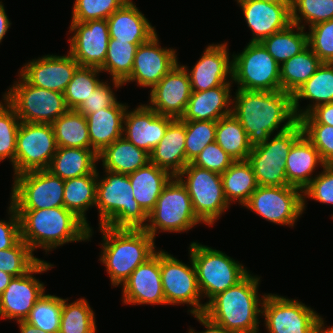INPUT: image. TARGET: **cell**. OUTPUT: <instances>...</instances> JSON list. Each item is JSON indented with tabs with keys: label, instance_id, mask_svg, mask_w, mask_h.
Instances as JSON below:
<instances>
[{
	"label": "cell",
	"instance_id": "db71d44e",
	"mask_svg": "<svg viewBox=\"0 0 333 333\" xmlns=\"http://www.w3.org/2000/svg\"><path fill=\"white\" fill-rule=\"evenodd\" d=\"M215 141L208 144L192 162L193 165L219 174L225 172L234 162Z\"/></svg>",
	"mask_w": 333,
	"mask_h": 333
},
{
	"label": "cell",
	"instance_id": "6da1fadb",
	"mask_svg": "<svg viewBox=\"0 0 333 333\" xmlns=\"http://www.w3.org/2000/svg\"><path fill=\"white\" fill-rule=\"evenodd\" d=\"M233 96L232 114L243 126L252 147L267 141L274 132L288 130L298 121L292 107V95L282 90L236 89Z\"/></svg>",
	"mask_w": 333,
	"mask_h": 333
},
{
	"label": "cell",
	"instance_id": "60d3db41",
	"mask_svg": "<svg viewBox=\"0 0 333 333\" xmlns=\"http://www.w3.org/2000/svg\"><path fill=\"white\" fill-rule=\"evenodd\" d=\"M140 44L109 39L106 60L99 68L108 72L114 88L123 86V81L131 74L136 50Z\"/></svg>",
	"mask_w": 333,
	"mask_h": 333
},
{
	"label": "cell",
	"instance_id": "03108f58",
	"mask_svg": "<svg viewBox=\"0 0 333 333\" xmlns=\"http://www.w3.org/2000/svg\"><path fill=\"white\" fill-rule=\"evenodd\" d=\"M244 333H260V332H259V329H258V330L252 331V332H244Z\"/></svg>",
	"mask_w": 333,
	"mask_h": 333
},
{
	"label": "cell",
	"instance_id": "ac0fdd59",
	"mask_svg": "<svg viewBox=\"0 0 333 333\" xmlns=\"http://www.w3.org/2000/svg\"><path fill=\"white\" fill-rule=\"evenodd\" d=\"M69 53L80 66L100 68L105 60L110 39L107 19L71 22Z\"/></svg>",
	"mask_w": 333,
	"mask_h": 333
},
{
	"label": "cell",
	"instance_id": "ab89813d",
	"mask_svg": "<svg viewBox=\"0 0 333 333\" xmlns=\"http://www.w3.org/2000/svg\"><path fill=\"white\" fill-rule=\"evenodd\" d=\"M304 30V28L292 23L287 28L265 38L261 43L281 65L308 46V33Z\"/></svg>",
	"mask_w": 333,
	"mask_h": 333
},
{
	"label": "cell",
	"instance_id": "680465c9",
	"mask_svg": "<svg viewBox=\"0 0 333 333\" xmlns=\"http://www.w3.org/2000/svg\"><path fill=\"white\" fill-rule=\"evenodd\" d=\"M192 316L196 318V320L201 325H203L206 328V330L202 332H197V331L195 332L193 328H190L188 333H233L232 331L227 330L225 327L211 320L204 313L192 314Z\"/></svg>",
	"mask_w": 333,
	"mask_h": 333
},
{
	"label": "cell",
	"instance_id": "f546056e",
	"mask_svg": "<svg viewBox=\"0 0 333 333\" xmlns=\"http://www.w3.org/2000/svg\"><path fill=\"white\" fill-rule=\"evenodd\" d=\"M185 121L175 118L150 154V162L177 176L186 166Z\"/></svg>",
	"mask_w": 333,
	"mask_h": 333
},
{
	"label": "cell",
	"instance_id": "d590c367",
	"mask_svg": "<svg viewBox=\"0 0 333 333\" xmlns=\"http://www.w3.org/2000/svg\"><path fill=\"white\" fill-rule=\"evenodd\" d=\"M223 192L229 205L238 202L242 207L247 203L258 184L248 160H237L221 174Z\"/></svg>",
	"mask_w": 333,
	"mask_h": 333
},
{
	"label": "cell",
	"instance_id": "d4e9b609",
	"mask_svg": "<svg viewBox=\"0 0 333 333\" xmlns=\"http://www.w3.org/2000/svg\"><path fill=\"white\" fill-rule=\"evenodd\" d=\"M243 11L244 20L252 31L249 42H262L265 38L287 28L291 21V5L274 4L261 0H236Z\"/></svg>",
	"mask_w": 333,
	"mask_h": 333
},
{
	"label": "cell",
	"instance_id": "6125c7cd",
	"mask_svg": "<svg viewBox=\"0 0 333 333\" xmlns=\"http://www.w3.org/2000/svg\"><path fill=\"white\" fill-rule=\"evenodd\" d=\"M13 276L5 273L4 271H0V295L4 292L6 287L9 285Z\"/></svg>",
	"mask_w": 333,
	"mask_h": 333
},
{
	"label": "cell",
	"instance_id": "11a10c76",
	"mask_svg": "<svg viewBox=\"0 0 333 333\" xmlns=\"http://www.w3.org/2000/svg\"><path fill=\"white\" fill-rule=\"evenodd\" d=\"M107 82L102 81L76 110L84 116H88L100 111V109L112 106L117 101V98L112 90L113 88L110 86L111 84Z\"/></svg>",
	"mask_w": 333,
	"mask_h": 333
},
{
	"label": "cell",
	"instance_id": "8d00e7d4",
	"mask_svg": "<svg viewBox=\"0 0 333 333\" xmlns=\"http://www.w3.org/2000/svg\"><path fill=\"white\" fill-rule=\"evenodd\" d=\"M322 61L307 46L280 65L281 90L293 95L319 68Z\"/></svg>",
	"mask_w": 333,
	"mask_h": 333
},
{
	"label": "cell",
	"instance_id": "52a82bcc",
	"mask_svg": "<svg viewBox=\"0 0 333 333\" xmlns=\"http://www.w3.org/2000/svg\"><path fill=\"white\" fill-rule=\"evenodd\" d=\"M202 222L194 213L186 187L174 176L164 187L144 230L154 239L159 232L182 233Z\"/></svg>",
	"mask_w": 333,
	"mask_h": 333
},
{
	"label": "cell",
	"instance_id": "b9f144b4",
	"mask_svg": "<svg viewBox=\"0 0 333 333\" xmlns=\"http://www.w3.org/2000/svg\"><path fill=\"white\" fill-rule=\"evenodd\" d=\"M62 298L59 333H96L95 312L85 298L68 303Z\"/></svg>",
	"mask_w": 333,
	"mask_h": 333
},
{
	"label": "cell",
	"instance_id": "c3c4849f",
	"mask_svg": "<svg viewBox=\"0 0 333 333\" xmlns=\"http://www.w3.org/2000/svg\"><path fill=\"white\" fill-rule=\"evenodd\" d=\"M40 260L21 239L14 247L0 250V271L19 277L28 273Z\"/></svg>",
	"mask_w": 333,
	"mask_h": 333
},
{
	"label": "cell",
	"instance_id": "f907efd6",
	"mask_svg": "<svg viewBox=\"0 0 333 333\" xmlns=\"http://www.w3.org/2000/svg\"><path fill=\"white\" fill-rule=\"evenodd\" d=\"M128 0H74L71 22L107 19Z\"/></svg>",
	"mask_w": 333,
	"mask_h": 333
},
{
	"label": "cell",
	"instance_id": "e7e4bbea",
	"mask_svg": "<svg viewBox=\"0 0 333 333\" xmlns=\"http://www.w3.org/2000/svg\"><path fill=\"white\" fill-rule=\"evenodd\" d=\"M274 4H283V5H291V0H261Z\"/></svg>",
	"mask_w": 333,
	"mask_h": 333
},
{
	"label": "cell",
	"instance_id": "5bb4252c",
	"mask_svg": "<svg viewBox=\"0 0 333 333\" xmlns=\"http://www.w3.org/2000/svg\"><path fill=\"white\" fill-rule=\"evenodd\" d=\"M244 207L270 223L294 227L304 213L303 191L290 185L258 186Z\"/></svg>",
	"mask_w": 333,
	"mask_h": 333
},
{
	"label": "cell",
	"instance_id": "2e32d148",
	"mask_svg": "<svg viewBox=\"0 0 333 333\" xmlns=\"http://www.w3.org/2000/svg\"><path fill=\"white\" fill-rule=\"evenodd\" d=\"M261 317L268 333H314L322 316L299 300L267 293Z\"/></svg>",
	"mask_w": 333,
	"mask_h": 333
},
{
	"label": "cell",
	"instance_id": "681fc988",
	"mask_svg": "<svg viewBox=\"0 0 333 333\" xmlns=\"http://www.w3.org/2000/svg\"><path fill=\"white\" fill-rule=\"evenodd\" d=\"M303 135L318 150L322 160L333 165V126L318 124L309 114L298 119Z\"/></svg>",
	"mask_w": 333,
	"mask_h": 333
},
{
	"label": "cell",
	"instance_id": "7bdbcfd3",
	"mask_svg": "<svg viewBox=\"0 0 333 333\" xmlns=\"http://www.w3.org/2000/svg\"><path fill=\"white\" fill-rule=\"evenodd\" d=\"M62 313V298L43 294L34 304L25 321L38 330L59 333Z\"/></svg>",
	"mask_w": 333,
	"mask_h": 333
},
{
	"label": "cell",
	"instance_id": "cb8c5ba5",
	"mask_svg": "<svg viewBox=\"0 0 333 333\" xmlns=\"http://www.w3.org/2000/svg\"><path fill=\"white\" fill-rule=\"evenodd\" d=\"M128 108L124 117L123 137L151 154L175 118L159 115L146 104H140L132 111Z\"/></svg>",
	"mask_w": 333,
	"mask_h": 333
},
{
	"label": "cell",
	"instance_id": "f5cc1de1",
	"mask_svg": "<svg viewBox=\"0 0 333 333\" xmlns=\"http://www.w3.org/2000/svg\"><path fill=\"white\" fill-rule=\"evenodd\" d=\"M307 198L323 204H333V165H325L323 171L316 174L303 190V210H306Z\"/></svg>",
	"mask_w": 333,
	"mask_h": 333
},
{
	"label": "cell",
	"instance_id": "74e56055",
	"mask_svg": "<svg viewBox=\"0 0 333 333\" xmlns=\"http://www.w3.org/2000/svg\"><path fill=\"white\" fill-rule=\"evenodd\" d=\"M58 147L91 149L86 117L69 109L52 123Z\"/></svg>",
	"mask_w": 333,
	"mask_h": 333
},
{
	"label": "cell",
	"instance_id": "83f0119b",
	"mask_svg": "<svg viewBox=\"0 0 333 333\" xmlns=\"http://www.w3.org/2000/svg\"><path fill=\"white\" fill-rule=\"evenodd\" d=\"M128 104L116 101L108 108L86 117L91 149L98 155L105 147L123 137L124 117Z\"/></svg>",
	"mask_w": 333,
	"mask_h": 333
},
{
	"label": "cell",
	"instance_id": "4fadbf2b",
	"mask_svg": "<svg viewBox=\"0 0 333 333\" xmlns=\"http://www.w3.org/2000/svg\"><path fill=\"white\" fill-rule=\"evenodd\" d=\"M190 264H185L164 250H160L161 282L163 285L166 305H190L191 314L204 313L206 303L203 299L196 270L191 258Z\"/></svg>",
	"mask_w": 333,
	"mask_h": 333
},
{
	"label": "cell",
	"instance_id": "816d5d0a",
	"mask_svg": "<svg viewBox=\"0 0 333 333\" xmlns=\"http://www.w3.org/2000/svg\"><path fill=\"white\" fill-rule=\"evenodd\" d=\"M308 46L322 62L333 63V19L309 28Z\"/></svg>",
	"mask_w": 333,
	"mask_h": 333
},
{
	"label": "cell",
	"instance_id": "30bf717a",
	"mask_svg": "<svg viewBox=\"0 0 333 333\" xmlns=\"http://www.w3.org/2000/svg\"><path fill=\"white\" fill-rule=\"evenodd\" d=\"M232 56V83L248 91H279L280 65L261 42H248Z\"/></svg>",
	"mask_w": 333,
	"mask_h": 333
},
{
	"label": "cell",
	"instance_id": "7402d4cb",
	"mask_svg": "<svg viewBox=\"0 0 333 333\" xmlns=\"http://www.w3.org/2000/svg\"><path fill=\"white\" fill-rule=\"evenodd\" d=\"M122 286V301L126 305H166L161 282L160 250L139 265Z\"/></svg>",
	"mask_w": 333,
	"mask_h": 333
},
{
	"label": "cell",
	"instance_id": "bcb514c9",
	"mask_svg": "<svg viewBox=\"0 0 333 333\" xmlns=\"http://www.w3.org/2000/svg\"><path fill=\"white\" fill-rule=\"evenodd\" d=\"M20 123L14 108L3 97L0 101V162L9 159L13 172Z\"/></svg>",
	"mask_w": 333,
	"mask_h": 333
},
{
	"label": "cell",
	"instance_id": "d6986e66",
	"mask_svg": "<svg viewBox=\"0 0 333 333\" xmlns=\"http://www.w3.org/2000/svg\"><path fill=\"white\" fill-rule=\"evenodd\" d=\"M156 33L136 50L131 74L122 82L123 85L136 82L137 86L153 88L179 62L177 49L162 48Z\"/></svg>",
	"mask_w": 333,
	"mask_h": 333
},
{
	"label": "cell",
	"instance_id": "9c48e42d",
	"mask_svg": "<svg viewBox=\"0 0 333 333\" xmlns=\"http://www.w3.org/2000/svg\"><path fill=\"white\" fill-rule=\"evenodd\" d=\"M186 187L194 213L207 226H212L230 207L221 174L188 163L176 176Z\"/></svg>",
	"mask_w": 333,
	"mask_h": 333
},
{
	"label": "cell",
	"instance_id": "9a60e30c",
	"mask_svg": "<svg viewBox=\"0 0 333 333\" xmlns=\"http://www.w3.org/2000/svg\"><path fill=\"white\" fill-rule=\"evenodd\" d=\"M57 148L52 124L21 122L17 133L13 175L48 169Z\"/></svg>",
	"mask_w": 333,
	"mask_h": 333
},
{
	"label": "cell",
	"instance_id": "be15d7a7",
	"mask_svg": "<svg viewBox=\"0 0 333 333\" xmlns=\"http://www.w3.org/2000/svg\"><path fill=\"white\" fill-rule=\"evenodd\" d=\"M323 317H321L317 323L314 333H333V326H325ZM327 327V328H326Z\"/></svg>",
	"mask_w": 333,
	"mask_h": 333
},
{
	"label": "cell",
	"instance_id": "8fae6325",
	"mask_svg": "<svg viewBox=\"0 0 333 333\" xmlns=\"http://www.w3.org/2000/svg\"><path fill=\"white\" fill-rule=\"evenodd\" d=\"M303 134L297 121L288 130L253 146L248 156L258 186H286L285 160L294 142Z\"/></svg>",
	"mask_w": 333,
	"mask_h": 333
},
{
	"label": "cell",
	"instance_id": "3957f363",
	"mask_svg": "<svg viewBox=\"0 0 333 333\" xmlns=\"http://www.w3.org/2000/svg\"><path fill=\"white\" fill-rule=\"evenodd\" d=\"M102 234L99 260L106 268L111 285L118 287L157 251L155 239L144 229L99 226Z\"/></svg>",
	"mask_w": 333,
	"mask_h": 333
},
{
	"label": "cell",
	"instance_id": "e0dca14e",
	"mask_svg": "<svg viewBox=\"0 0 333 333\" xmlns=\"http://www.w3.org/2000/svg\"><path fill=\"white\" fill-rule=\"evenodd\" d=\"M54 267L51 263L40 260L28 273L13 277L4 292L0 295V318L25 320L34 304L45 293L42 281L34 277Z\"/></svg>",
	"mask_w": 333,
	"mask_h": 333
},
{
	"label": "cell",
	"instance_id": "5b68a950",
	"mask_svg": "<svg viewBox=\"0 0 333 333\" xmlns=\"http://www.w3.org/2000/svg\"><path fill=\"white\" fill-rule=\"evenodd\" d=\"M100 177L97 169L96 203L98 226L144 229L148 215L134 199L127 174L105 170Z\"/></svg>",
	"mask_w": 333,
	"mask_h": 333
},
{
	"label": "cell",
	"instance_id": "603a6c76",
	"mask_svg": "<svg viewBox=\"0 0 333 333\" xmlns=\"http://www.w3.org/2000/svg\"><path fill=\"white\" fill-rule=\"evenodd\" d=\"M191 84L185 69L178 63L152 89L146 105L159 115L181 118L191 96Z\"/></svg>",
	"mask_w": 333,
	"mask_h": 333
},
{
	"label": "cell",
	"instance_id": "f6af8a7d",
	"mask_svg": "<svg viewBox=\"0 0 333 333\" xmlns=\"http://www.w3.org/2000/svg\"><path fill=\"white\" fill-rule=\"evenodd\" d=\"M331 19H333V0H291L293 24L305 29L306 25L310 28Z\"/></svg>",
	"mask_w": 333,
	"mask_h": 333
},
{
	"label": "cell",
	"instance_id": "4dcf8cb0",
	"mask_svg": "<svg viewBox=\"0 0 333 333\" xmlns=\"http://www.w3.org/2000/svg\"><path fill=\"white\" fill-rule=\"evenodd\" d=\"M302 99L311 103L301 109ZM333 103V63L322 62L316 72L292 95V107L297 120L316 106Z\"/></svg>",
	"mask_w": 333,
	"mask_h": 333
},
{
	"label": "cell",
	"instance_id": "94428289",
	"mask_svg": "<svg viewBox=\"0 0 333 333\" xmlns=\"http://www.w3.org/2000/svg\"><path fill=\"white\" fill-rule=\"evenodd\" d=\"M20 333H49L43 330H38L37 327L27 323L25 320L18 321Z\"/></svg>",
	"mask_w": 333,
	"mask_h": 333
},
{
	"label": "cell",
	"instance_id": "4316f807",
	"mask_svg": "<svg viewBox=\"0 0 333 333\" xmlns=\"http://www.w3.org/2000/svg\"><path fill=\"white\" fill-rule=\"evenodd\" d=\"M110 39L128 41L133 44L147 42L157 32L132 0L125 2L108 18Z\"/></svg>",
	"mask_w": 333,
	"mask_h": 333
},
{
	"label": "cell",
	"instance_id": "ba28073f",
	"mask_svg": "<svg viewBox=\"0 0 333 333\" xmlns=\"http://www.w3.org/2000/svg\"><path fill=\"white\" fill-rule=\"evenodd\" d=\"M17 76L18 80L2 96L21 122L52 124L69 110L62 93L28 84Z\"/></svg>",
	"mask_w": 333,
	"mask_h": 333
},
{
	"label": "cell",
	"instance_id": "836d02e7",
	"mask_svg": "<svg viewBox=\"0 0 333 333\" xmlns=\"http://www.w3.org/2000/svg\"><path fill=\"white\" fill-rule=\"evenodd\" d=\"M92 149L58 147L47 170L62 180L91 174L97 167Z\"/></svg>",
	"mask_w": 333,
	"mask_h": 333
},
{
	"label": "cell",
	"instance_id": "7a4b0ae2",
	"mask_svg": "<svg viewBox=\"0 0 333 333\" xmlns=\"http://www.w3.org/2000/svg\"><path fill=\"white\" fill-rule=\"evenodd\" d=\"M20 219L21 239L34 252H47L71 242L91 240L93 229L65 207L16 210Z\"/></svg>",
	"mask_w": 333,
	"mask_h": 333
},
{
	"label": "cell",
	"instance_id": "7c38bea8",
	"mask_svg": "<svg viewBox=\"0 0 333 333\" xmlns=\"http://www.w3.org/2000/svg\"><path fill=\"white\" fill-rule=\"evenodd\" d=\"M10 203L16 210L64 207V180L49 170H35L13 176Z\"/></svg>",
	"mask_w": 333,
	"mask_h": 333
},
{
	"label": "cell",
	"instance_id": "8992f818",
	"mask_svg": "<svg viewBox=\"0 0 333 333\" xmlns=\"http://www.w3.org/2000/svg\"><path fill=\"white\" fill-rule=\"evenodd\" d=\"M188 249L202 297L208 298L206 304L217 294L237 285L250 273L242 263L220 250L194 241Z\"/></svg>",
	"mask_w": 333,
	"mask_h": 333
},
{
	"label": "cell",
	"instance_id": "f1b7e54d",
	"mask_svg": "<svg viewBox=\"0 0 333 333\" xmlns=\"http://www.w3.org/2000/svg\"><path fill=\"white\" fill-rule=\"evenodd\" d=\"M285 163L288 185L302 191L315 178L313 174L316 168L319 166L323 168L327 165L322 160L318 150L303 134L294 142Z\"/></svg>",
	"mask_w": 333,
	"mask_h": 333
},
{
	"label": "cell",
	"instance_id": "7dc6e473",
	"mask_svg": "<svg viewBox=\"0 0 333 333\" xmlns=\"http://www.w3.org/2000/svg\"><path fill=\"white\" fill-rule=\"evenodd\" d=\"M217 121H185L186 165L192 163L202 150L215 141Z\"/></svg>",
	"mask_w": 333,
	"mask_h": 333
},
{
	"label": "cell",
	"instance_id": "277c9868",
	"mask_svg": "<svg viewBox=\"0 0 333 333\" xmlns=\"http://www.w3.org/2000/svg\"><path fill=\"white\" fill-rule=\"evenodd\" d=\"M260 278L250 272L237 285L214 296L206 304L204 314L233 333L258 330L266 296L258 293Z\"/></svg>",
	"mask_w": 333,
	"mask_h": 333
},
{
	"label": "cell",
	"instance_id": "f35d334b",
	"mask_svg": "<svg viewBox=\"0 0 333 333\" xmlns=\"http://www.w3.org/2000/svg\"><path fill=\"white\" fill-rule=\"evenodd\" d=\"M215 142L235 161L248 160L252 149L246 131L233 114L217 121Z\"/></svg>",
	"mask_w": 333,
	"mask_h": 333
},
{
	"label": "cell",
	"instance_id": "ffe728a7",
	"mask_svg": "<svg viewBox=\"0 0 333 333\" xmlns=\"http://www.w3.org/2000/svg\"><path fill=\"white\" fill-rule=\"evenodd\" d=\"M79 66L69 52L48 54L25 63L18 73L28 84L63 94Z\"/></svg>",
	"mask_w": 333,
	"mask_h": 333
},
{
	"label": "cell",
	"instance_id": "1f68e13d",
	"mask_svg": "<svg viewBox=\"0 0 333 333\" xmlns=\"http://www.w3.org/2000/svg\"><path fill=\"white\" fill-rule=\"evenodd\" d=\"M128 176L134 199L147 215L153 210L164 187L174 177L169 171L151 162Z\"/></svg>",
	"mask_w": 333,
	"mask_h": 333
},
{
	"label": "cell",
	"instance_id": "ee69618b",
	"mask_svg": "<svg viewBox=\"0 0 333 333\" xmlns=\"http://www.w3.org/2000/svg\"><path fill=\"white\" fill-rule=\"evenodd\" d=\"M101 72L97 67L79 66L76 69L63 93L68 109H77L91 95L103 81L98 79Z\"/></svg>",
	"mask_w": 333,
	"mask_h": 333
},
{
	"label": "cell",
	"instance_id": "e575fe53",
	"mask_svg": "<svg viewBox=\"0 0 333 333\" xmlns=\"http://www.w3.org/2000/svg\"><path fill=\"white\" fill-rule=\"evenodd\" d=\"M97 168L88 175L64 180V207L81 219L89 229L86 211L96 203Z\"/></svg>",
	"mask_w": 333,
	"mask_h": 333
},
{
	"label": "cell",
	"instance_id": "9f6ffc18",
	"mask_svg": "<svg viewBox=\"0 0 333 333\" xmlns=\"http://www.w3.org/2000/svg\"><path fill=\"white\" fill-rule=\"evenodd\" d=\"M7 211L9 220H0V250L12 248L21 240L19 215L11 203Z\"/></svg>",
	"mask_w": 333,
	"mask_h": 333
},
{
	"label": "cell",
	"instance_id": "6f0895ef",
	"mask_svg": "<svg viewBox=\"0 0 333 333\" xmlns=\"http://www.w3.org/2000/svg\"><path fill=\"white\" fill-rule=\"evenodd\" d=\"M318 124L333 126V103L316 106L308 113Z\"/></svg>",
	"mask_w": 333,
	"mask_h": 333
},
{
	"label": "cell",
	"instance_id": "44dd1931",
	"mask_svg": "<svg viewBox=\"0 0 333 333\" xmlns=\"http://www.w3.org/2000/svg\"><path fill=\"white\" fill-rule=\"evenodd\" d=\"M181 66L188 74L192 91H204L216 86L233 84L232 59L227 42L205 47L202 56L192 69H188L187 65Z\"/></svg>",
	"mask_w": 333,
	"mask_h": 333
},
{
	"label": "cell",
	"instance_id": "d6a6232c",
	"mask_svg": "<svg viewBox=\"0 0 333 333\" xmlns=\"http://www.w3.org/2000/svg\"><path fill=\"white\" fill-rule=\"evenodd\" d=\"M102 161L103 171L130 174L150 162V154L136 147L124 137L115 140L98 155Z\"/></svg>",
	"mask_w": 333,
	"mask_h": 333
},
{
	"label": "cell",
	"instance_id": "91938a15",
	"mask_svg": "<svg viewBox=\"0 0 333 333\" xmlns=\"http://www.w3.org/2000/svg\"><path fill=\"white\" fill-rule=\"evenodd\" d=\"M10 26L11 22L6 14L3 2L0 1V43L6 36L5 34L9 31L8 29L10 28Z\"/></svg>",
	"mask_w": 333,
	"mask_h": 333
},
{
	"label": "cell",
	"instance_id": "484cf974",
	"mask_svg": "<svg viewBox=\"0 0 333 333\" xmlns=\"http://www.w3.org/2000/svg\"><path fill=\"white\" fill-rule=\"evenodd\" d=\"M232 85H221L204 91H192L182 121H218L232 114Z\"/></svg>",
	"mask_w": 333,
	"mask_h": 333
}]
</instances>
